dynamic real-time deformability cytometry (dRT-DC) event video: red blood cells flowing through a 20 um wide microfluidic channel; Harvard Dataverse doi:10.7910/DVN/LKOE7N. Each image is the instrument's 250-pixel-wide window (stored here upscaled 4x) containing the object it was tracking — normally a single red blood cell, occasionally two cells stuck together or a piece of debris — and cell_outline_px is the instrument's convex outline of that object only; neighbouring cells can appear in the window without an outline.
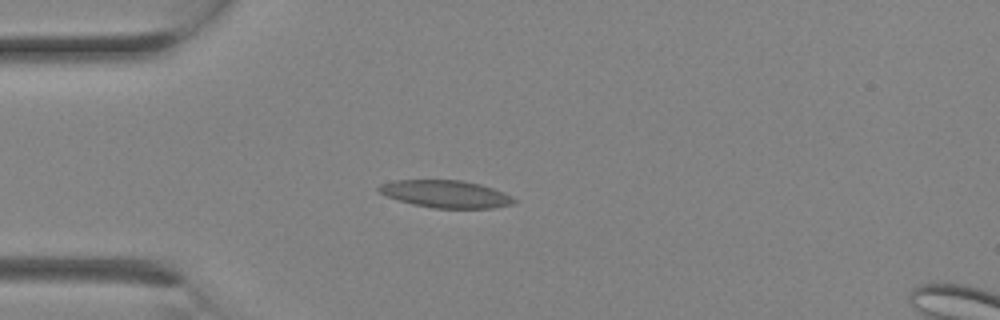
{"species": "Egyptian fruit bat (a non-hibernating species)", "species_latin": "Rousettus aegyptiacus", "temperature_condition": "room temperature", "stored_images_in_passage": 11, "camera_frame_rate_fps": 3000, "um_per_image_px": 0.085, "animal": {"sex": "female"}, "frame": {"image": 1, "passage_image": 7, "time_ms": 2.0, "image_size_px": [1000, 320], "cell_outline_px": [[516, 204], [492, 208], [432, 208], [412, 204], [388, 196], [380, 192], [376, 188], [380, 184], [396, 180], [460, 180], [480, 184], [504, 192], [512, 196], [516, 200]], "centroid_in_image_um": [37.93, 16.49], "position_along_channel_um": 47.1, "area_um2": 21.56}}
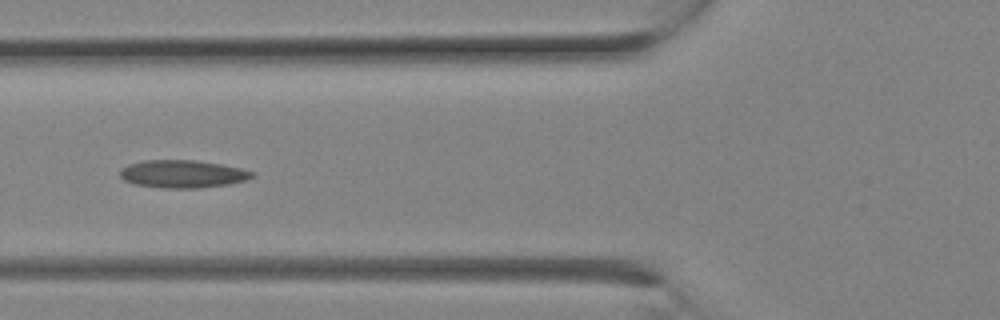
{"frame": {"image": 2, "passage_image": 10, "time_ms": 3.0, "image_size_px": [1000, 320], "cell_outline_px": [[256, 172], [248, 180], [228, 184], [200, 188], [164, 188], [136, 184], [124, 180], [120, 176], [120, 172], [128, 164], [144, 160], [196, 160], [220, 164], [240, 168]], "centroid_in_image_um": [15.55, 14.78], "position_along_channel_um": 110.3, "area_um2": 21.27}}